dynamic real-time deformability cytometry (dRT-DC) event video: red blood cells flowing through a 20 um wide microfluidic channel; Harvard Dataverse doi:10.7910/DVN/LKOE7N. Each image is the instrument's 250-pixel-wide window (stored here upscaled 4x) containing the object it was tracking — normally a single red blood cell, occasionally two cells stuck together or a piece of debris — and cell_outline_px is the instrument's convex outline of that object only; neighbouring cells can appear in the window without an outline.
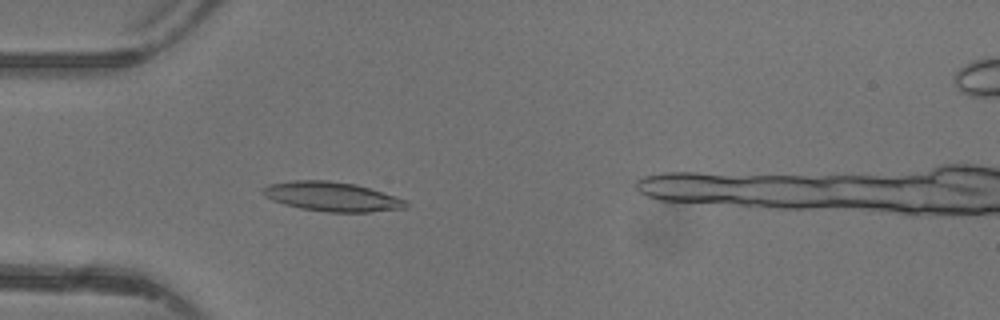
{"species": "common noctule bat (a hibernating species)", "species_latin": "Nyctalus noctula", "temperature_condition": "warm", "stored_images_in_passage": 48, "camera_frame_rate_fps": 3000, "um_per_image_px": 0.085, "animal": {"sex": "female"}, "frame": {"image": 1, "passage_image": 14, "time_ms": 4.333, "image_size_px": [1000, 320], "cell_outline_px": [[408, 204], [404, 208], [372, 212], [328, 212], [300, 208], [272, 200], [264, 196], [260, 188], [268, 184], [292, 180], [328, 180], [356, 184], [408, 200]], "centroid_in_image_um": [28.2, 16.7], "position_along_channel_um": 56.8, "area_um2": 24.57}}
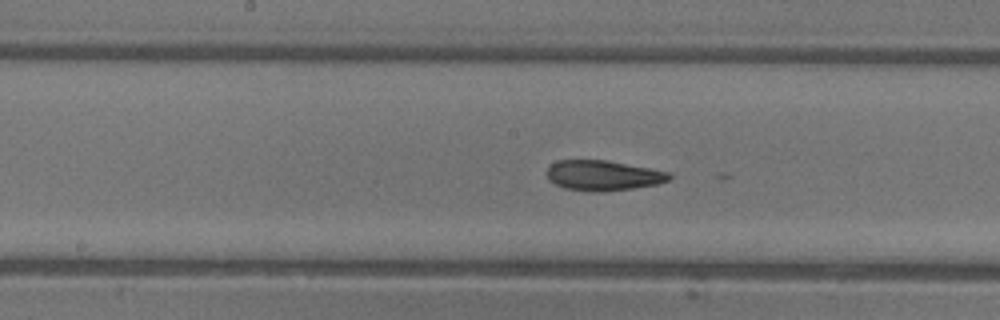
{"frame": {"image": 2, "passage_image": 24, "time_ms": 7.667, "image_size_px": [1000, 320], "cell_outline_px": [[672, 176], [668, 180], [656, 184], [632, 188], [604, 192], [592, 192], [564, 188], [548, 180], [548, 168], [556, 160], [608, 160], [668, 172]], "centroid_in_image_um": [51.23, 14.92], "position_along_channel_um": 197.0, "area_um2": 21.39}}
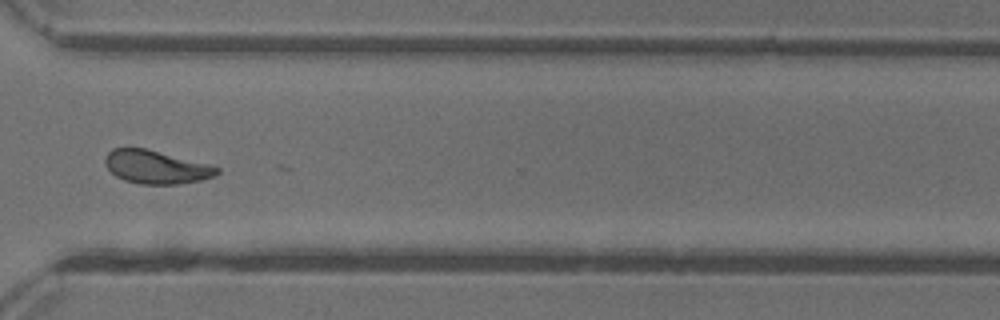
{"frame": {"image": 3, "passage_image": 35, "time_ms": 11.333, "image_size_px": [1000, 320], "cell_outline_px": [[220, 172], [216, 176], [200, 180], [176, 184], [140, 184], [124, 180], [116, 176], [104, 164], [104, 156], [112, 148], [144, 148], [208, 164], [220, 168]], "centroid_in_image_um": [13.25, 14.2], "position_along_channel_um": 357.4, "area_um2": 21.56}, "authors_computed_cell_mechanics": {"area_um2": 22.0507, "velocity_mm_per_s": 4.3896, "shape_relaxation_time_tau1_ms": 4.8115, "shape_relaxation_time_tau2_ms": 2.1176, "deformation_change_tau1": 0.1702, "deformation_change_tau2": 0.0929}}